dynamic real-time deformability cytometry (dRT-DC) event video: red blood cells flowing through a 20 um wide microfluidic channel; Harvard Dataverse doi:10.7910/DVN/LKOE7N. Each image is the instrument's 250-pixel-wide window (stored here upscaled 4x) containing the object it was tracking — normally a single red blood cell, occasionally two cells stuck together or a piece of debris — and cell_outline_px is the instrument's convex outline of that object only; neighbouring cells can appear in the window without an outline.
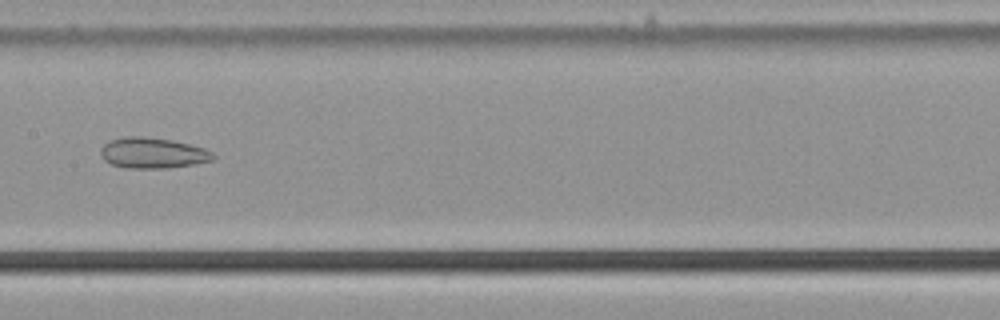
{"species": "common noctule bat (a hibernating species)", "species_latin": "Nyctalus noctula", "temperature_condition": "cold", "stored_images_in_passage": 42, "camera_frame_rate_fps": 3000, "um_per_image_px": 0.085, "animal": {"sex": "male", "body_mass_g": 21.5, "forearm_length_mm": 52.0}, "frame": {"image": 1, "passage_image": 16, "time_ms": 5.0, "image_size_px": [1000, 320], "cell_outline_px": [[216, 156], [212, 160], [196, 164], [168, 168], [128, 168], [112, 164], [104, 160], [100, 156], [100, 148], [108, 140], [124, 136], [144, 136], [172, 140], [204, 148], [212, 152]], "centroid_in_image_um": [12.95, 13.0], "position_along_channel_um": 194.4, "area_um2": 20.29}}
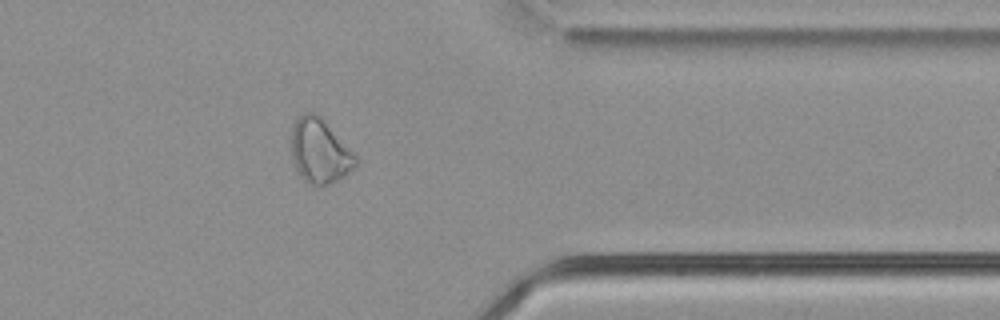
{"frame": {"image": 2, "passage_image": 32, "time_ms": 10.333, "image_size_px": [1000, 320], "cell_outline_px": [[356, 164], [344, 176], [328, 184], [308, 184], [296, 172], [292, 160], [292, 124], [304, 112], [316, 112], [324, 120], [356, 156]], "centroid_in_image_um": [27.13, 12.83], "position_along_channel_um": 384.3, "area_um2": 23.81}}
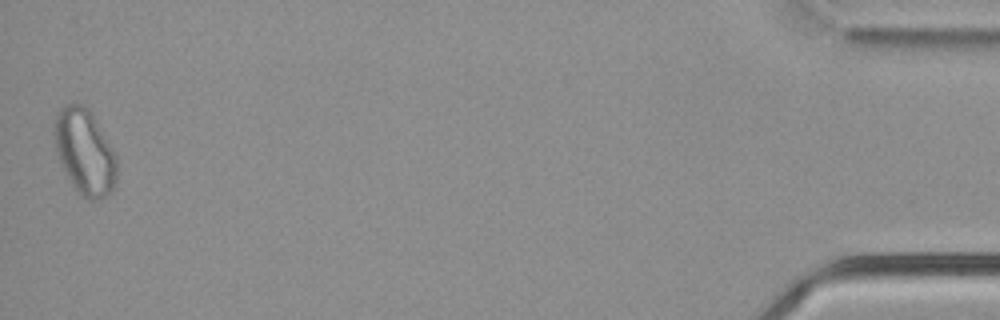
{"frame": {"image": 3, "passage_image": 42, "time_ms": 13.667, "image_size_px": [1000, 320], "cell_outline_px": [[116, 184], [112, 192], [108, 196], [92, 200], [88, 200], [76, 188], [68, 176], [60, 160], [56, 148], [56, 116], [60, 108], [64, 104], [80, 104], [88, 108], [92, 112], [116, 156]], "centroid_in_image_um": [7.25, 12.91], "position_along_channel_um": 428.0, "area_um2": 30.35}, "authors_computed_cell_mechanics": {"area_um2": 23.0622, "velocity_mm_per_s": 3.7928, "shape_relaxation_time_tau1_ms": null, "shape_relaxation_time_tau2_ms": 7.8614, "deformation_change_tau1": null, "deformation_change_tau2": 0.1748}}